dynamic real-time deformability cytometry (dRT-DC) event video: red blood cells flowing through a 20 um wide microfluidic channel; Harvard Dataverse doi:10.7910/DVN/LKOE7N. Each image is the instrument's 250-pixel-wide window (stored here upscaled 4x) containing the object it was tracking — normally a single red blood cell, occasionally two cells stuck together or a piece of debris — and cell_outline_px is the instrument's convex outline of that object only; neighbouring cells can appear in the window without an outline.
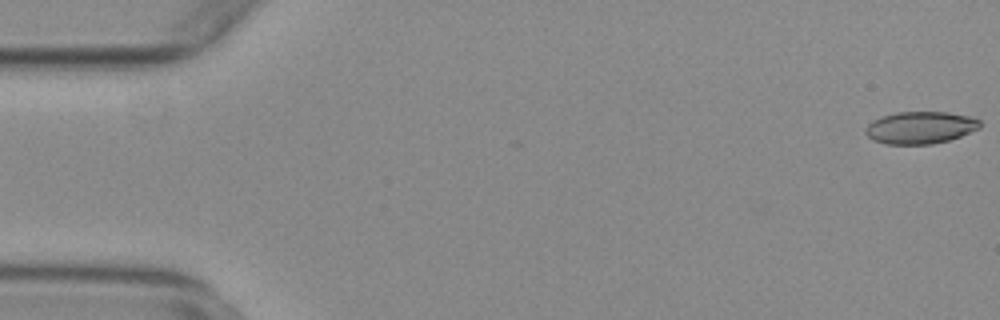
{"species": "common noctule bat (a hibernating species)", "species_latin": "Nyctalus noctula", "temperature_condition": "warm", "stored_images_in_passage": 36, "camera_frame_rate_fps": 3000, "um_per_image_px": 0.085, "animal": {"sex": "female", "body_mass_g": 29.2, "forearm_length_mm": 56.3}, "frame": {"image": 1, "passage_image": 1, "time_ms": 0.0, "image_size_px": [1000, 320], "cell_outline_px": [[980, 128], [960, 136], [948, 140], [932, 144], [884, 144], [872, 140], [864, 132], [864, 128], [872, 120], [896, 112], [948, 112], [972, 116], [980, 120]], "centroid_in_image_um": [78.21, 10.84], "position_along_channel_um": 6.8, "area_um2": 21.62}}
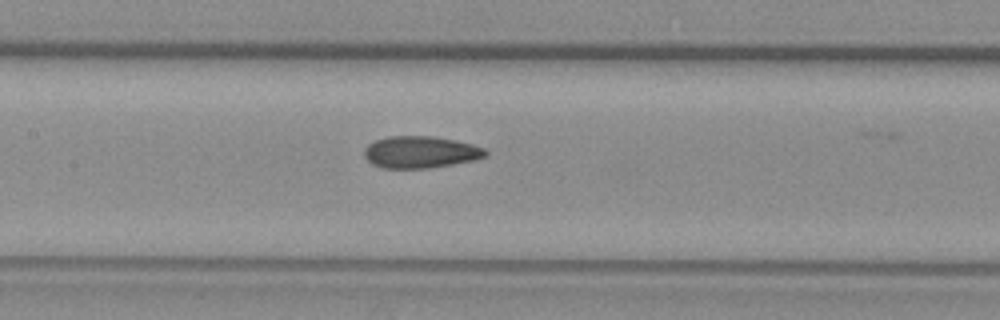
{"frame": {"image": 2, "passage_image": 26, "time_ms": 8.333, "image_size_px": [1000, 320], "cell_outline_px": [[488, 152], [484, 156], [476, 160], [428, 168], [380, 168], [372, 164], [364, 156], [364, 148], [368, 144], [376, 140], [388, 136], [432, 136], [472, 144], [484, 148]], "centroid_in_image_um": [35.71, 12.93], "position_along_channel_um": 171.7, "area_um2": 22.48}}
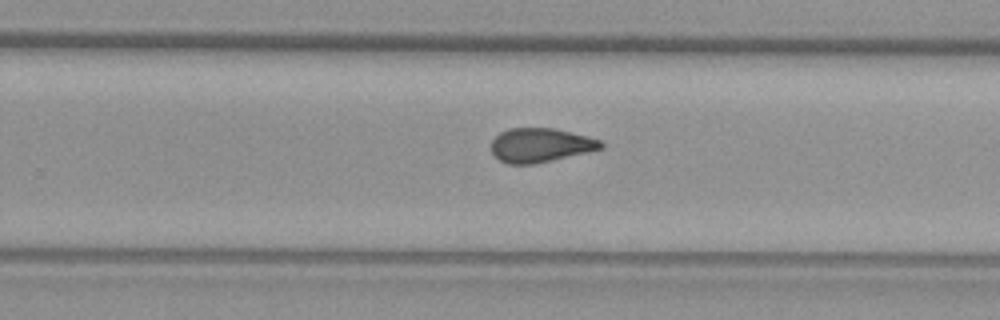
{"frame": {"image": 3, "passage_image": 35, "time_ms": 11.333, "image_size_px": [1000, 320], "cell_outline_px": [[604, 148], [588, 152], [536, 164], [508, 164], [500, 160], [492, 152], [492, 140], [500, 132], [508, 128], [556, 128], [588, 136], [600, 140], [604, 144]], "centroid_in_image_um": [45.96, 12.33], "position_along_channel_um": 283.8, "area_um2": 21.91}}